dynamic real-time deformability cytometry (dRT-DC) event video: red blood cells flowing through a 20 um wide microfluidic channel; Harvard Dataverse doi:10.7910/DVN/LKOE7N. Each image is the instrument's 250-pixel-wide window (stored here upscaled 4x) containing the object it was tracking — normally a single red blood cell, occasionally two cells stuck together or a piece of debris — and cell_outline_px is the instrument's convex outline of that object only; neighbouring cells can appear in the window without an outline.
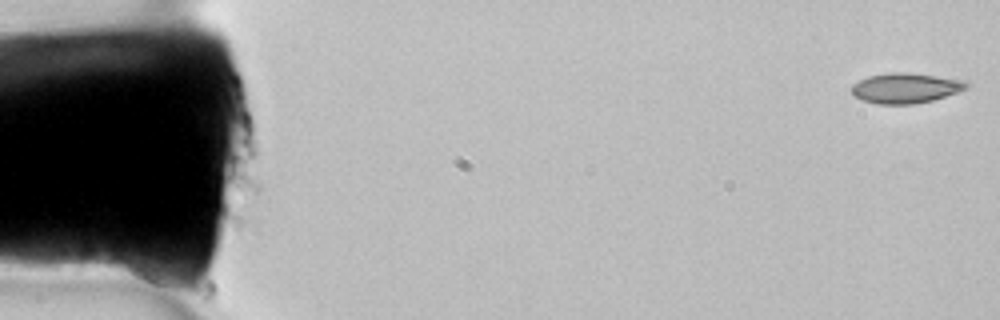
{"species": "common noctule bat (a hibernating species)", "species_latin": "Nyctalus noctula", "temperature_condition": "room temperature", "stored_images_in_passage": 9, "camera_frame_rate_fps": 3000, "um_per_image_px": 0.085, "animal": {"sex": "female", "body_mass_g": 22.7, "forearm_length_mm": 54.2}, "frame": {"image": 1, "passage_image": 1, "time_ms": 0.0, "image_size_px": [1000, 320], "cell_outline_px": [[968, 88], [932, 100], [916, 104], [876, 104], [852, 96], [852, 84], [868, 76], [888, 72], [908, 72], [968, 80]], "centroid_in_image_um": [76.97, 7.47], "position_along_channel_um": 8.0, "area_um2": 20.35}}